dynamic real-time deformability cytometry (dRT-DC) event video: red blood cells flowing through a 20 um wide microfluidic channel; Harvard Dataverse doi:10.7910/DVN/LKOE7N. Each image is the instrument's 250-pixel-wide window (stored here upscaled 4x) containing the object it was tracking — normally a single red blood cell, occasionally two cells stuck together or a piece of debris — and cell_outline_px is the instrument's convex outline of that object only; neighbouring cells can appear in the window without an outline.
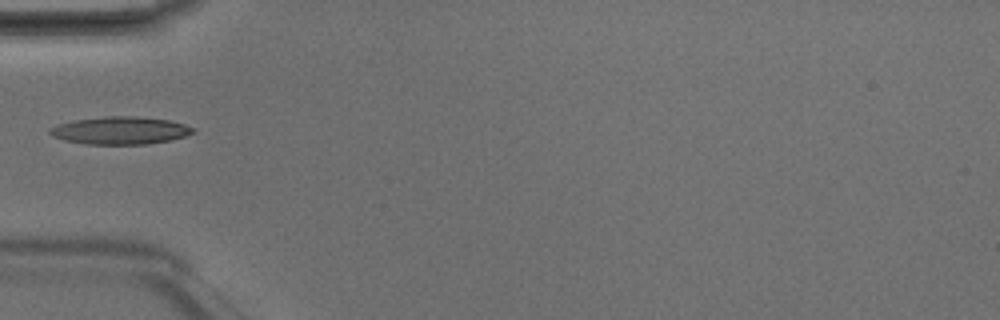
{"species": "Egyptian fruit bat (a non-hibernating species)", "species_latin": "Rousettus aegyptiacus", "temperature_condition": "room temperature", "stored_images_in_passage": 6, "camera_frame_rate_fps": 3000, "um_per_image_px": 0.085, "animal": {"sex": "male"}, "frame": {"image": 1, "passage_image": 4, "time_ms": 1.0, "image_size_px": [1000, 320], "cell_outline_px": [[196, 132], [184, 136], [168, 140], [144, 144], [84, 144], [64, 140], [52, 136], [48, 132], [48, 128], [56, 124], [72, 120], [104, 116], [136, 116], [168, 120], [184, 124], [196, 128]], "centroid_in_image_um": [10.17, 11.08], "position_along_channel_um": 74.8, "area_um2": 23.18}}
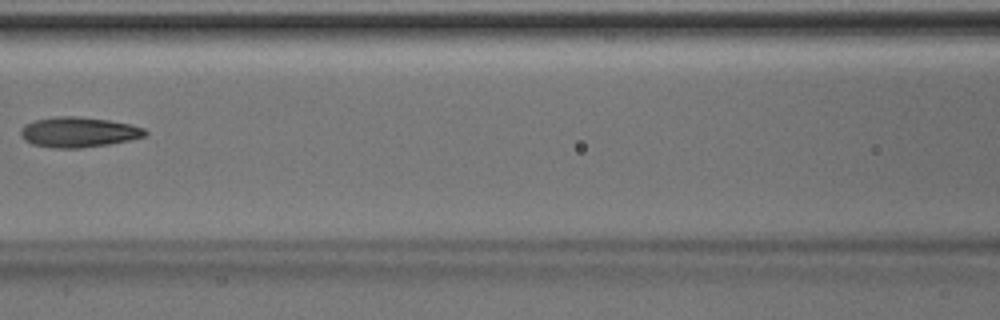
{"frame": {"image": 2, "passage_image": 6, "time_ms": 1.667, "image_size_px": [1000, 320], "cell_outline_px": [[148, 132], [144, 136], [128, 140], [108, 144], [80, 148], [56, 148], [32, 144], [24, 140], [20, 136], [20, 132], [24, 124], [36, 120], [56, 116], [80, 116], [108, 120], [128, 124], [144, 128]], "centroid_in_image_um": [6.63, 11.23], "position_along_channel_um": 160.0, "area_um2": 21.79}}